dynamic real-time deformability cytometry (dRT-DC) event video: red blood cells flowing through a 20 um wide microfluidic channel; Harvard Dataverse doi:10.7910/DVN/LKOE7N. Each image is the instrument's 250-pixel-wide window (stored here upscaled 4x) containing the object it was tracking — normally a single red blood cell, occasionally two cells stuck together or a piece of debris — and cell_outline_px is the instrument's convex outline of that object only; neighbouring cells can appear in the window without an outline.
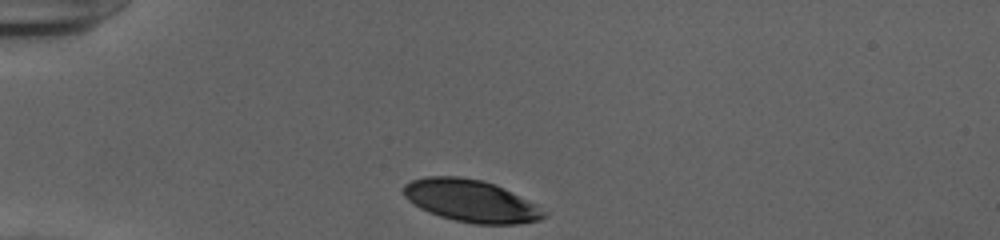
{"species": "human", "species_latin": "Homo sapiens", "temperature_condition": "cold", "stored_images_in_passage": 31, "camera_frame_rate_fps": 3000, "um_per_image_px": 0.085, "donor": {"sex": "female"}, "frame": {"image": 1, "passage_image": 1, "time_ms": 0.0, "image_size_px": [1000, 240], "cell_outline_px": [[548, 216], [540, 220], [520, 224], [472, 224], [440, 216], [428, 212], [412, 204], [404, 196], [404, 184], [412, 180], [428, 176], [460, 176], [484, 180], [496, 184], [536, 204], [548, 212]], "centroid_in_image_um": [40.06, 17.07], "position_along_channel_um": 44.9, "area_um2": 34.85}}
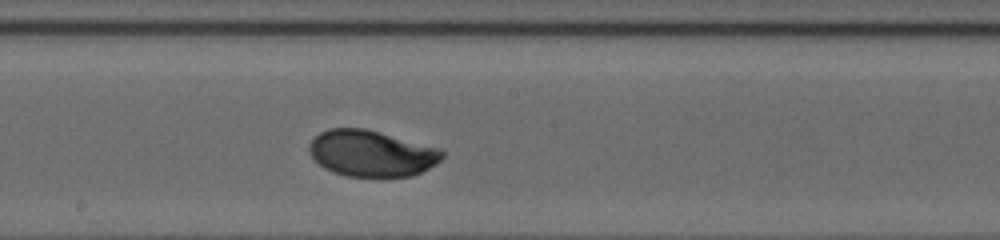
{"frame": {"image": 2, "passage_image": 17, "time_ms": 5.333, "image_size_px": [1000, 240], "cell_outline_px": [[444, 156], [436, 164], [412, 176], [348, 176], [332, 172], [324, 168], [308, 152], [308, 144], [320, 132], [328, 128], [364, 128], [380, 132], [440, 148], [444, 152]], "centroid_in_image_um": [31.56, 13.03], "position_along_channel_um": 216.6, "area_um2": 35.72}}
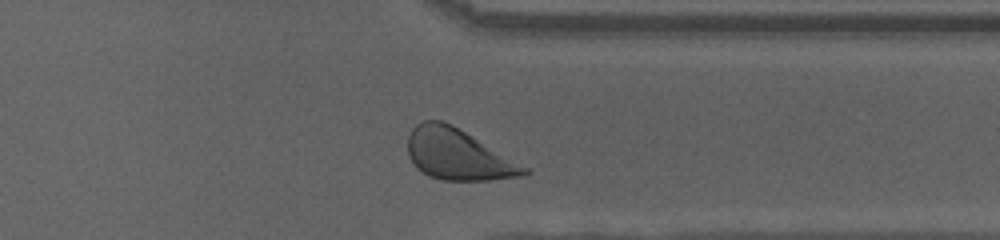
{"frame": {"image": 3, "passage_image": 29, "time_ms": 9.333, "image_size_px": [1000, 240], "cell_outline_px": [[532, 172], [524, 176], [488, 180], [440, 180], [428, 176], [416, 168], [408, 156], [408, 136], [412, 128], [416, 124], [424, 120], [444, 120], [452, 124], [532, 168]], "centroid_in_image_um": [38.98, 13.14], "position_along_channel_um": 372.4, "area_um2": 35.2}, "authors_computed_cell_mechanics": {"area_um2": 35.6626, "velocity_mm_per_s": 3.8964, "shape_relaxation_time_tau1_ms": 2.7623, "shape_relaxation_time_tau2_ms": null, "deformation_change_tau1": 0.1319, "deformation_change_tau2": null}}